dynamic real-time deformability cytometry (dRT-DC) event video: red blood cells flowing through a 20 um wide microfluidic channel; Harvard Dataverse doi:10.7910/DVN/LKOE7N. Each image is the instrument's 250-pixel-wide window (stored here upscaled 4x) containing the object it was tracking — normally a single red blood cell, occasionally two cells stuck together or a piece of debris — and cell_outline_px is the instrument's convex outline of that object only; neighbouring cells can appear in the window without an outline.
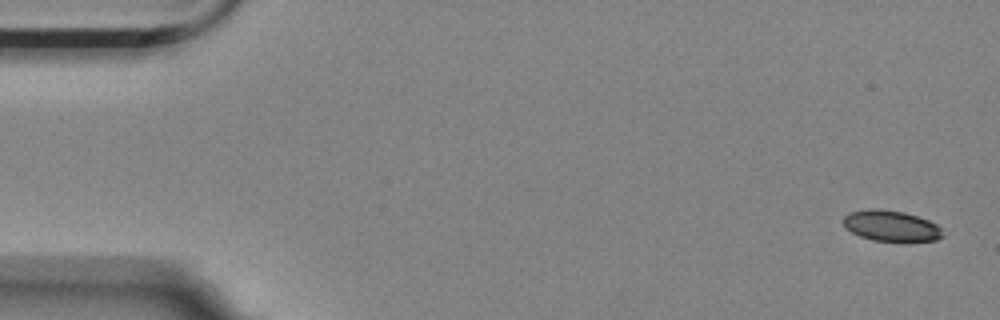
{"species": "Egyptian fruit bat (a non-hibernating species)", "species_latin": "Rousettus aegyptiacus", "temperature_condition": "room temperature", "stored_images_in_passage": 5, "camera_frame_rate_fps": 3000, "um_per_image_px": 0.085, "animal": {"sex": "female"}, "frame": {"image": 1, "passage_image": 1, "time_ms": 0.0, "image_size_px": [1000, 320], "cell_outline_px": [[944, 236], [936, 240], [872, 240], [860, 236], [852, 232], [840, 220], [844, 216], [852, 212], [872, 208], [904, 212], [928, 220], [936, 224], [940, 228]], "centroid_in_image_um": [75.72, 19.18], "position_along_channel_um": 9.3, "area_um2": 17.4}}
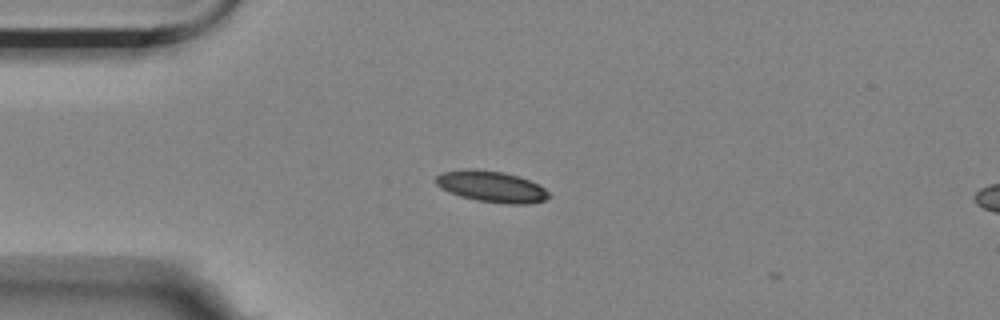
{"frame": {"image": 2, "passage_image": 4, "time_ms": 1.0, "image_size_px": [1000, 320], "cell_outline_px": [[552, 196], [544, 200], [528, 204], [508, 204], [476, 200], [460, 196], [448, 192], [440, 188], [436, 184], [436, 176], [440, 172], [468, 168], [476, 168], [504, 172], [528, 180], [544, 188]], "centroid_in_image_um": [41.73, 15.85], "position_along_channel_um": 43.3, "area_um2": 20.63}}